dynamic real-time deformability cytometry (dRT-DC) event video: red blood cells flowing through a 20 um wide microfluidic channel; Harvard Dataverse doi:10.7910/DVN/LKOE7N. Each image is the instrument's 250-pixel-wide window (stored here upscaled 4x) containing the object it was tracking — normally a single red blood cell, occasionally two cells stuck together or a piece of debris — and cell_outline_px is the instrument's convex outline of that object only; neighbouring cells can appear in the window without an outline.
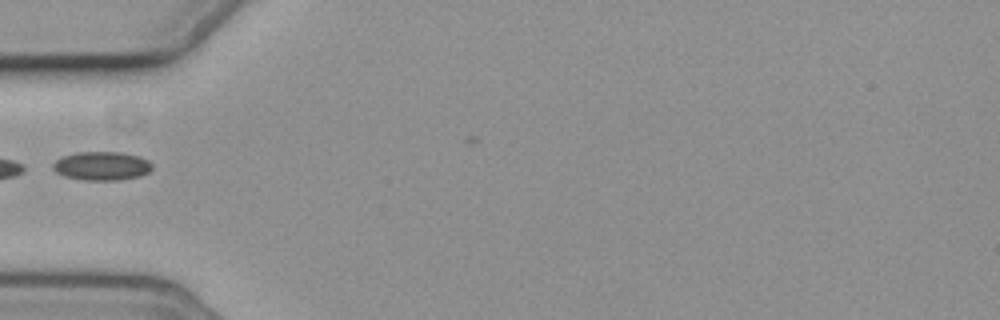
{"species": "common noctule bat (a hibernating species)", "species_latin": "Nyctalus noctula", "temperature_condition": "cold", "stored_images_in_passage": 1, "camera_frame_rate_fps": 3000, "um_per_image_px": 0.085, "animal": {"sex": "female", "body_mass_g": 19.3, "forearm_length_mm": 54.1}, "frame": {"image": 1, "passage_image": 1, "time_ms": 0.0, "image_size_px": [1000, 320], "cell_outline_px": [[152, 168], [148, 172], [140, 176], [120, 180], [84, 180], [64, 176], [56, 172], [52, 168], [52, 164], [60, 156], [76, 152], [124, 152], [140, 156], [148, 160], [152, 164]], "centroid_in_image_um": [8.64, 14.09], "position_along_channel_um": 76.4, "area_um2": 16.82}}